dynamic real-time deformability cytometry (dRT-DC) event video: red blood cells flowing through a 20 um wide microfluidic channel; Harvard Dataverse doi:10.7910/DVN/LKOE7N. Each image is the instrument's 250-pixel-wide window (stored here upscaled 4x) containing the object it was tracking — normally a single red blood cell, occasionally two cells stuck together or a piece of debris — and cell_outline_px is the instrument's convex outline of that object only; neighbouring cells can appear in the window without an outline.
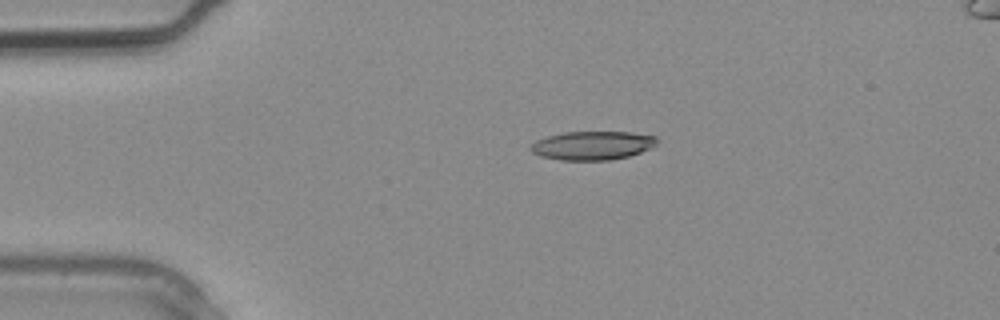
{"species": "common noctule bat (a hibernating species)", "species_latin": "Nyctalus noctula", "temperature_condition": "warm", "stored_images_in_passage": 2, "camera_frame_rate_fps": 3000, "um_per_image_px": 0.085, "animal": {"sex": "male", "body_mass_g": 20.4}, "frame": {"image": 1, "passage_image": 2, "time_ms": 0.333, "image_size_px": [1000, 320], "cell_outline_px": [[656, 144], [640, 152], [628, 156], [608, 160], [560, 160], [540, 156], [532, 152], [528, 148], [536, 140], [548, 136], [564, 132], [632, 132], [656, 136]], "centroid_in_image_um": [50.32, 12.36], "position_along_channel_um": 34.7, "area_um2": 20.98}}